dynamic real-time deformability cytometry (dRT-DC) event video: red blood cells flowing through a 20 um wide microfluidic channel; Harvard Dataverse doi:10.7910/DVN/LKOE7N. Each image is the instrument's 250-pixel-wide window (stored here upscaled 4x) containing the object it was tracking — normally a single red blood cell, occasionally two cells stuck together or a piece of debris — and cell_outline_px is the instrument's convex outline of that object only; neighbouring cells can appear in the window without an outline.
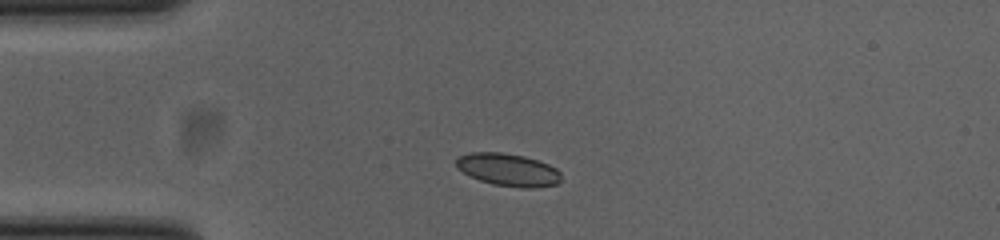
{"species": "common noctule bat (a hibernating species)", "species_latin": "Nyctalus noctula", "temperature_condition": "cold", "stored_images_in_passage": 41, "camera_frame_rate_fps": 3000, "um_per_image_px": 0.085, "animal": {"sex": "female", "body_mass_g": 23.0, "forearm_length_mm": 53.4}, "frame": {"image": 1, "passage_image": 1, "time_ms": 0.0, "image_size_px": [1000, 240], "cell_outline_px": [[560, 180], [556, 184], [532, 188], [524, 188], [492, 184], [480, 180], [456, 168], [456, 156], [472, 152], [500, 152], [524, 156], [548, 164], [556, 168], [560, 172]], "centroid_in_image_um": [43.17, 14.42], "position_along_channel_um": 41.8, "area_um2": 19.83}}
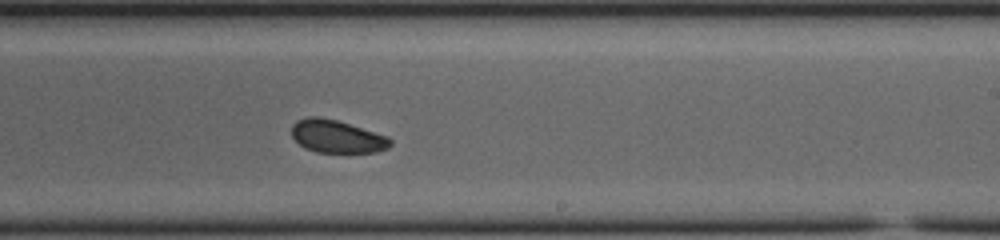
{"frame": {"image": 2, "passage_image": 20, "time_ms": 6.333, "image_size_px": [1000, 240], "cell_outline_px": [[392, 144], [388, 148], [376, 152], [316, 152], [304, 148], [292, 136], [292, 124], [296, 120], [308, 116], [316, 116], [336, 120], [388, 136], [392, 140]], "centroid_in_image_um": [28.63, 11.6], "position_along_channel_um": 260.4, "area_um2": 18.84}}
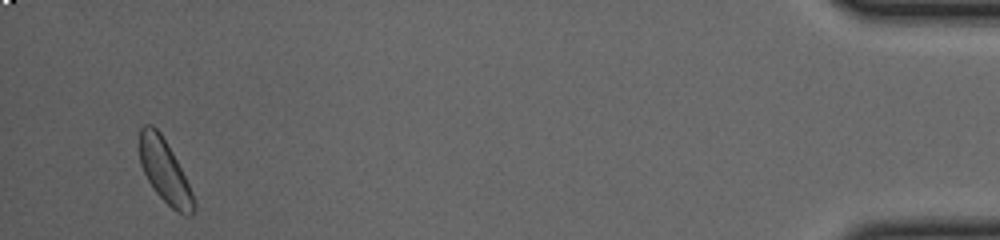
{"frame": {"image": 3, "passage_image": 39, "time_ms": 12.667, "image_size_px": [1000, 240], "cell_outline_px": [[196, 208], [188, 216], [184, 216], [176, 212], [156, 192], [148, 180], [140, 164], [140, 128], [144, 124], [152, 124], [160, 132], [172, 152], [192, 192], [196, 204]], "centroid_in_image_um": [14.0, 14.56], "position_along_channel_um": 421.2, "area_um2": 19.65}, "authors_computed_cell_mechanics": {"area_um2": 19.652, "velocity_mm_per_s": 3.8283, "shape_relaxation_time_tau1_ms": 6.1566, "shape_relaxation_time_tau2_ms": 4.3836, "deformation_change_tau1": 0.0849, "deformation_change_tau2": 0.067}}